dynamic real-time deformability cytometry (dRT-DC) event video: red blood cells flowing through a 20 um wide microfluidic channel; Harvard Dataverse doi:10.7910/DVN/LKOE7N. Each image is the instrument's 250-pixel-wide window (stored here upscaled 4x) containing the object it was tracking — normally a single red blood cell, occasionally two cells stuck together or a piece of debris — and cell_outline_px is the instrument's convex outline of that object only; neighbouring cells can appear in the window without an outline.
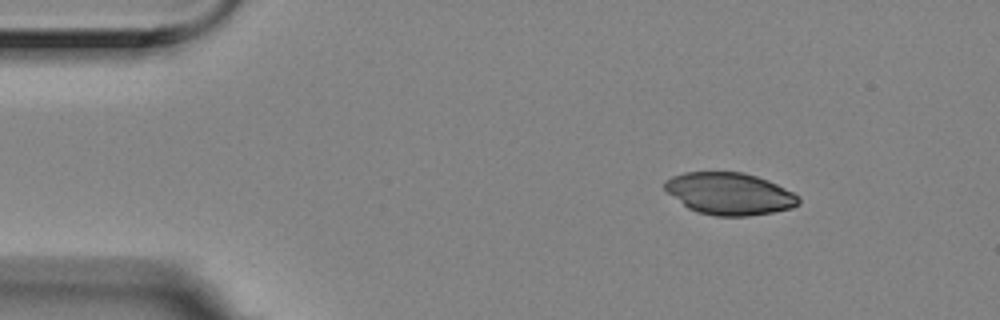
{"species": "Egyptian fruit bat (a non-hibernating species)", "species_latin": "Rousettus aegyptiacus", "temperature_condition": "room temperature", "stored_images_in_passage": 8, "camera_frame_rate_fps": 3000, "um_per_image_px": 0.085, "animal": {"sex": "female"}, "frame": {"image": 1, "passage_image": 1, "time_ms": 0.0, "image_size_px": [1000, 320], "cell_outline_px": [[800, 204], [792, 208], [772, 212], [748, 216], [716, 216], [696, 212], [688, 208], [668, 192], [664, 188], [664, 180], [672, 176], [684, 172], [744, 172], [768, 180], [800, 196]], "centroid_in_image_um": [62.01, 16.46], "position_along_channel_um": 23.0, "area_um2": 32.83}}